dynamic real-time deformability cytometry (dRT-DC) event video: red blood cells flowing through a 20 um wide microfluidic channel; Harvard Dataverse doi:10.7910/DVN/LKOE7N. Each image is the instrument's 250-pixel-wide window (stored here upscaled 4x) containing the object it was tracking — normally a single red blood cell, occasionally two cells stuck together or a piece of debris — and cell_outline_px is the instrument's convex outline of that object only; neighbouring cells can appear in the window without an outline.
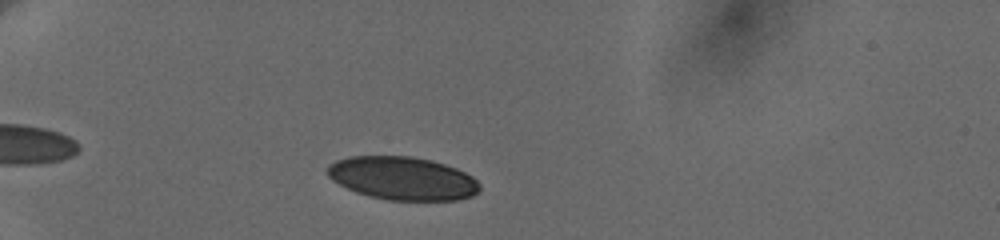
{"species": "human", "species_latin": "Homo sapiens", "temperature_condition": "cold", "stored_images_in_passage": 43, "camera_frame_rate_fps": 3000, "um_per_image_px": 0.085, "donor": {"sex": "female"}, "frame": {"image": 1, "passage_image": 7, "time_ms": 2.0, "image_size_px": [1000, 240], "cell_outline_px": [[480, 188], [472, 196], [460, 200], [388, 200], [356, 192], [332, 180], [324, 172], [328, 164], [336, 160], [352, 156], [412, 156], [432, 160], [456, 168], [472, 176], [480, 184]], "centroid_in_image_um": [34.2, 15.15], "position_along_channel_um": 50.8, "area_um2": 38.38}}
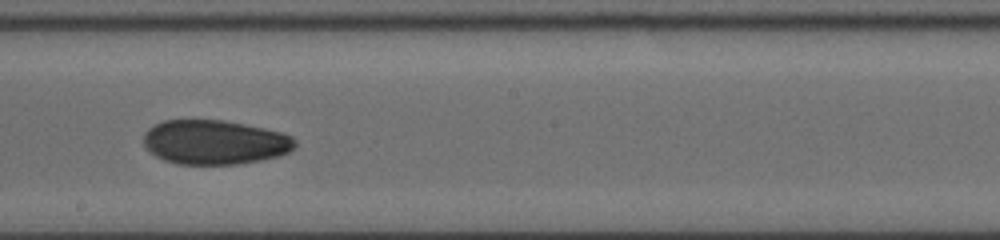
{"frame": {"image": 2, "passage_image": 25, "time_ms": 8.0, "image_size_px": [1000, 240], "cell_outline_px": [[296, 148], [280, 156], [260, 160], [236, 164], [176, 164], [164, 160], [156, 156], [144, 144], [144, 132], [148, 128], [164, 120], [224, 120], [264, 128], [280, 132], [292, 136], [296, 140]], "centroid_in_image_um": [18.27, 12.09], "position_along_channel_um": 229.9, "area_um2": 39.19}}
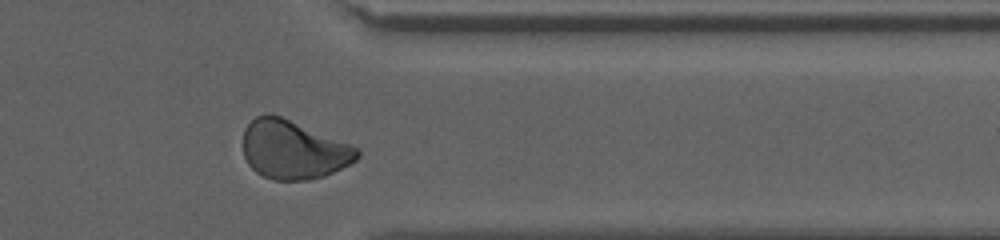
{"frame": {"image": 3, "passage_image": 38, "time_ms": 12.333, "image_size_px": [1000, 240], "cell_outline_px": [[360, 156], [356, 160], [324, 176], [308, 180], [272, 180], [256, 172], [248, 164], [244, 156], [244, 128], [256, 116], [268, 112], [272, 112], [352, 144], [360, 152]], "centroid_in_image_um": [24.93, 12.7], "position_along_channel_um": 386.5, "area_um2": 39.25}, "authors_computed_cell_mechanics": {"area_um2": 38.9572, "velocity_mm_per_s": 3.6524, "shape_relaxation_time_tau1_ms": null, "shape_relaxation_time_tau2_ms": 4.8909, "deformation_change_tau1": null, "deformation_change_tau2": 0.0901}}